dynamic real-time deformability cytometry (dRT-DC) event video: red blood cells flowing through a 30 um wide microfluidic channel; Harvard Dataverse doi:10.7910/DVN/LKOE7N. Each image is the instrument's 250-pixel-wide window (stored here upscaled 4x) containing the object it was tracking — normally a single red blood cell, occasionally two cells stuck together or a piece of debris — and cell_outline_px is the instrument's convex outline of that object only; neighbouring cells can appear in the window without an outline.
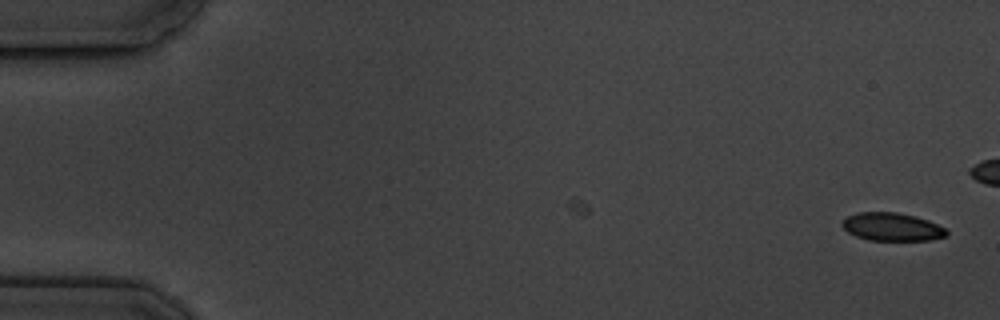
{"species": "common noctule bat (a hibernating species)", "species_latin": "Nyctalus noctula", "temperature_condition": "cold", "stored_images_in_passage": 18, "camera_frame_rate_fps": 3000, "um_per_image_px": 0.085, "animal": {"sex": "male", "body_mass_g": 19.5, "forearm_length_mm": 54.6}, "frame": {"image": 1, "passage_image": 1, "time_ms": 0.0, "image_size_px": [1000, 320], "cell_outline_px": [[948, 236], [932, 240], [868, 240], [856, 236], [848, 232], [840, 224], [848, 216], [856, 212], [896, 212], [916, 216], [928, 220], [944, 228], [948, 232]], "centroid_in_image_um": [75.83, 19.28], "position_along_channel_um": 9.2, "area_um2": 17.11}}
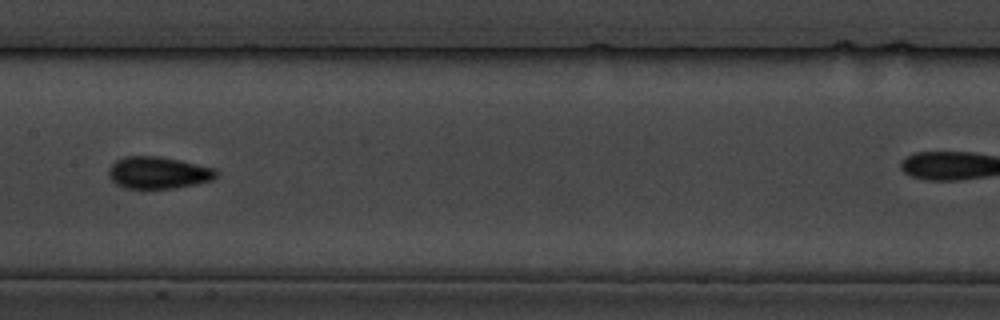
{"frame": {"image": 2, "passage_image": 9, "time_ms": 9.333, "image_size_px": [1000, 320], "cell_outline_px": [[220, 172], [212, 180], [196, 184], [172, 188], [124, 188], [116, 184], [108, 176], [108, 168], [116, 160], [124, 156], [160, 156], [180, 160], [216, 168]], "centroid_in_image_um": [13.45, 14.67], "position_along_channel_um": 193.9, "area_um2": 20.23}}
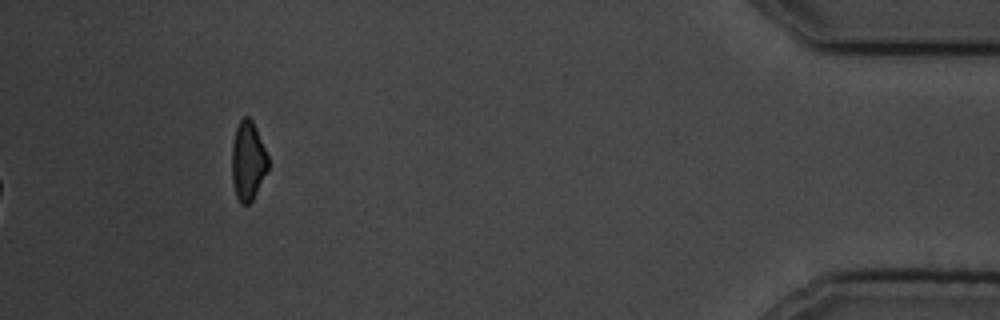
{"frame": {"image": 3, "passage_image": 17, "time_ms": 19.333, "image_size_px": [1000, 320], "cell_outline_px": [[268, 168], [252, 200], [248, 204], [240, 204], [236, 196], [232, 184], [232, 144], [236, 128], [240, 120], [244, 116], [248, 116], [252, 120], [256, 128], [268, 156]], "centroid_in_image_um": [21.06, 13.67], "position_along_channel_um": 414.1, "area_um2": 16.59}, "authors_computed_cell_mechanics": {"area_um2": 18.5827, "velocity_mm_per_s": 3.4738, "shape_relaxation_time_tau1_ms": 3.5773, "shape_relaxation_time_tau2_ms": 2.7883, "deformation_change_tau1": 0.0605, "deformation_change_tau2": 0.0368}}